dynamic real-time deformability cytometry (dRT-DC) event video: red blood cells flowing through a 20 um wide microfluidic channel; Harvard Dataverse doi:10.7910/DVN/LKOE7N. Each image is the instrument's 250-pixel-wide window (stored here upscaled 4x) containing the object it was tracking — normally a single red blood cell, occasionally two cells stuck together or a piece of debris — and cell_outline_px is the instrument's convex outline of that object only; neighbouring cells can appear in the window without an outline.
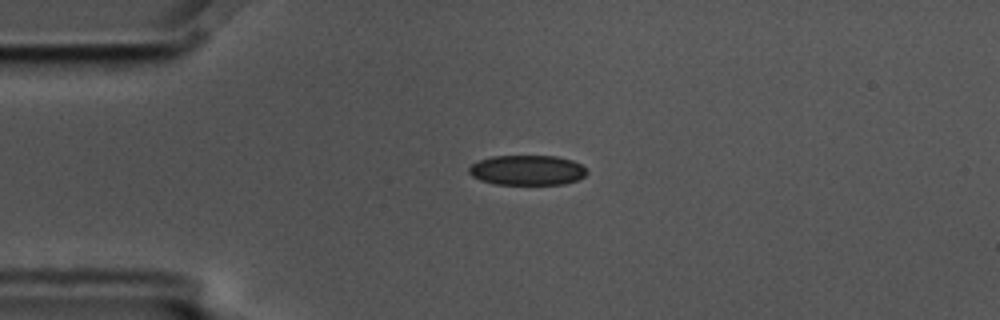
{"species": "common noctule bat (a hibernating species)", "species_latin": "Nyctalus noctula", "temperature_condition": "cold", "stored_images_in_passage": 2, "camera_frame_rate_fps": 3000, "um_per_image_px": 0.085, "animal": {"sex": "male", "body_mass_g": 17.5, "forearm_length_mm": 52.3}, "frame": {"image": 1, "passage_image": 1, "time_ms": 0.0, "image_size_px": [1000, 320], "cell_outline_px": [[588, 172], [584, 176], [576, 180], [564, 184], [496, 184], [480, 180], [472, 176], [468, 172], [468, 168], [472, 164], [480, 160], [492, 156], [556, 156], [572, 160], [580, 164]], "centroid_in_image_um": [44.8, 14.46], "position_along_channel_um": 40.2, "area_um2": 20.52}}